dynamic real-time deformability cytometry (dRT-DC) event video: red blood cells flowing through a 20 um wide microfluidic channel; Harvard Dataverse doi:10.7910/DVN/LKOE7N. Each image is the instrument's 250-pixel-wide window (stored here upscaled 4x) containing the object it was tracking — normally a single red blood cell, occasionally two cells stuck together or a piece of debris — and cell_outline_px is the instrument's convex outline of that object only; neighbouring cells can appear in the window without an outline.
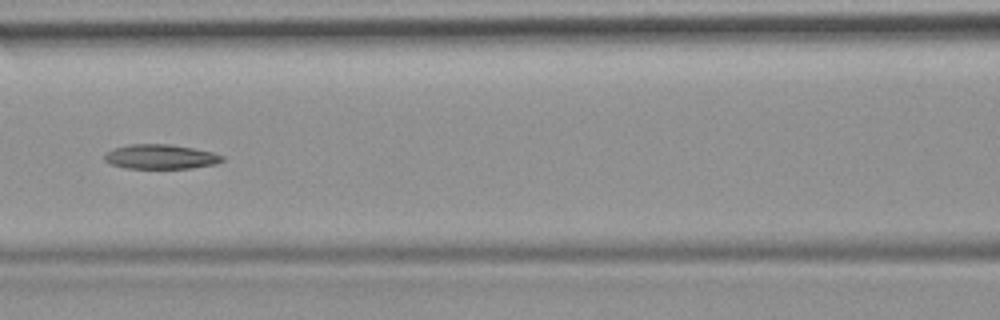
{"species": "common noctule bat (a hibernating species)", "species_latin": "Nyctalus noctula", "temperature_condition": "room temperature", "stored_images_in_passage": 41, "camera_frame_rate_fps": 3000, "um_per_image_px": 0.085, "animal": {"sex": "female", "body_mass_g": 19.9}, "frame": {"image": 1, "passage_image": 12, "time_ms": 3.667, "image_size_px": [1000, 320], "cell_outline_px": [[224, 160], [216, 164], [192, 168], [124, 168], [112, 164], [104, 160], [104, 152], [112, 148], [128, 144], [168, 144], [192, 148], [212, 152], [224, 156]], "centroid_in_image_um": [13.62, 13.32], "position_along_channel_um": 153.0, "area_um2": 16.94}}